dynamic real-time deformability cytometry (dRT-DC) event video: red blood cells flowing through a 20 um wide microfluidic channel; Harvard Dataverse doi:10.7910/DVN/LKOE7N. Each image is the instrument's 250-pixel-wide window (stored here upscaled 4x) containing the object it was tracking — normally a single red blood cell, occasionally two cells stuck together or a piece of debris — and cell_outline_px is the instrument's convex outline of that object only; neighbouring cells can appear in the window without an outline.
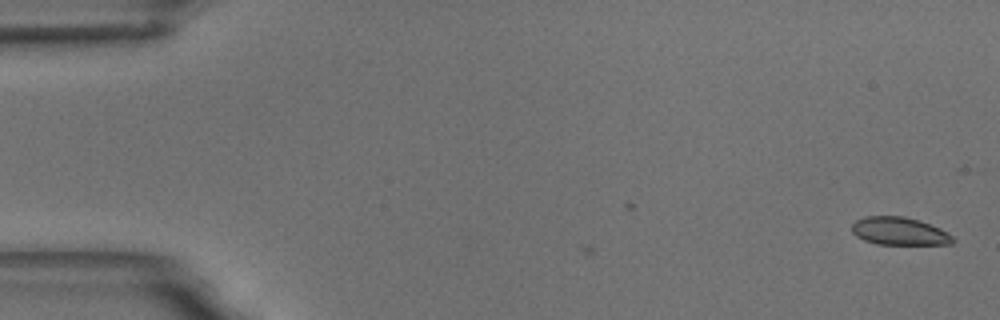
{"species": "common noctule bat (a hibernating species)", "species_latin": "Nyctalus noctula", "temperature_condition": "room temperature", "stored_images_in_passage": 6, "camera_frame_rate_fps": 3000, "um_per_image_px": 0.085, "animal": {"sex": "male", "body_mass_g": 18.8}, "frame": {"image": 1, "passage_image": 6, "time_ms": 1.667, "image_size_px": [1000, 320], "cell_outline_px": [[956, 240], [952, 244], [876, 244], [864, 240], [856, 236], [852, 232], [852, 224], [856, 220], [864, 216], [904, 216], [920, 220], [940, 228], [952, 236]], "centroid_in_image_um": [76.44, 19.64], "position_along_channel_um": 8.6, "area_um2": 16.47}}